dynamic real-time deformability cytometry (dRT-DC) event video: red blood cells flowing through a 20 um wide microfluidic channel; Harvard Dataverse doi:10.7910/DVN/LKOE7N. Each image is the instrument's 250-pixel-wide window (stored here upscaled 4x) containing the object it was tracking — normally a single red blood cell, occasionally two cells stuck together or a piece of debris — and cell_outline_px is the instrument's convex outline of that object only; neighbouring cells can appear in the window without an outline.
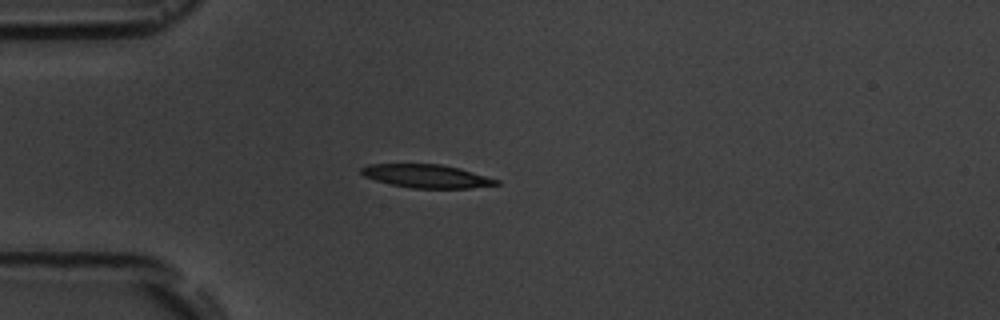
{"species": "common noctule bat (a hibernating species)", "species_latin": "Nyctalus noctula", "temperature_condition": "room temperature", "stored_images_in_passage": 14, "camera_frame_rate_fps": 3000, "um_per_image_px": 0.085, "animal": {"sex": "male", "body_mass_g": 19.5, "forearm_length_mm": 54.6}, "frame": {"image": 1, "passage_image": 3, "time_ms": 3.333, "image_size_px": [1000, 320], "cell_outline_px": [[500, 184], [468, 188], [412, 188], [392, 184], [376, 180], [364, 176], [360, 172], [360, 168], [368, 164], [440, 164], [460, 168], [500, 180]], "centroid_in_image_um": [36.27, 14.96], "position_along_channel_um": 48.7, "area_um2": 18.26}}
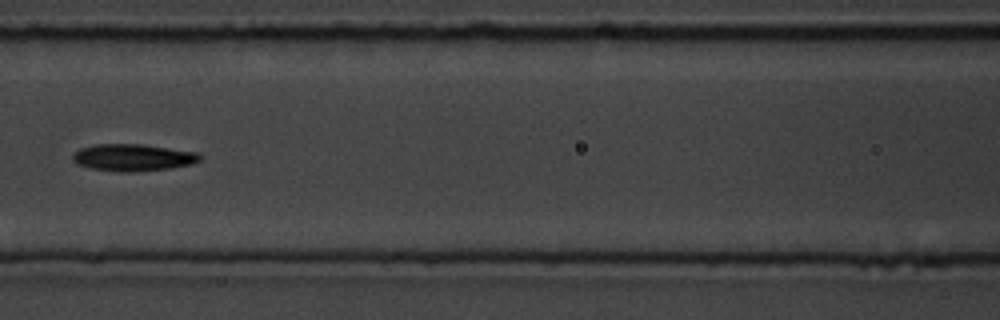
{"frame": {"image": 2, "passage_image": 6, "time_ms": 6.667, "image_size_px": [1000, 320], "cell_outline_px": [[200, 160], [192, 164], [168, 168], [132, 172], [120, 172], [92, 168], [76, 164], [72, 160], [72, 156], [80, 148], [96, 144], [140, 144], [196, 152], [200, 156]], "centroid_in_image_um": [11.26, 13.39], "position_along_channel_um": 155.3, "area_um2": 19.77}}
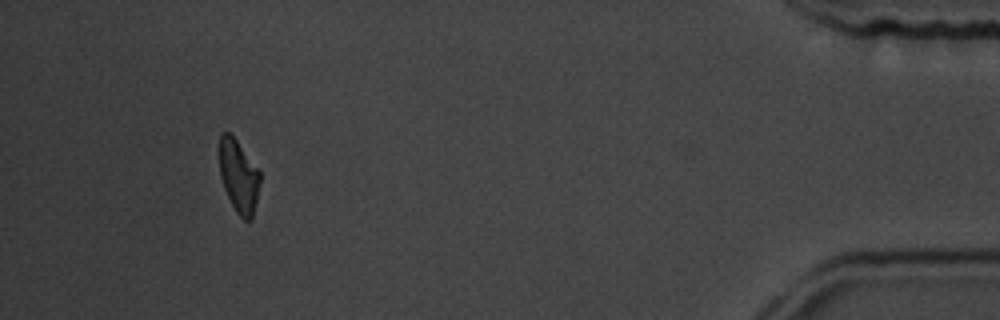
{"frame": {"image": 3, "passage_image": 13, "time_ms": 15.667, "image_size_px": [1000, 320], "cell_outline_px": [[260, 180], [252, 220], [244, 220], [236, 212], [224, 188], [220, 176], [220, 132], [228, 132], [236, 140], [260, 172]], "centroid_in_image_um": [20.28, 14.99], "position_along_channel_um": 414.9, "area_um2": 16.82}, "authors_computed_cell_mechanics": {"area_um2": 18.785, "velocity_mm_per_s": 3.6224, "shape_relaxation_time_tau1_ms": 2.9471, "shape_relaxation_time_tau2_ms": null, "deformation_change_tau1": 0.1242, "deformation_change_tau2": null}}